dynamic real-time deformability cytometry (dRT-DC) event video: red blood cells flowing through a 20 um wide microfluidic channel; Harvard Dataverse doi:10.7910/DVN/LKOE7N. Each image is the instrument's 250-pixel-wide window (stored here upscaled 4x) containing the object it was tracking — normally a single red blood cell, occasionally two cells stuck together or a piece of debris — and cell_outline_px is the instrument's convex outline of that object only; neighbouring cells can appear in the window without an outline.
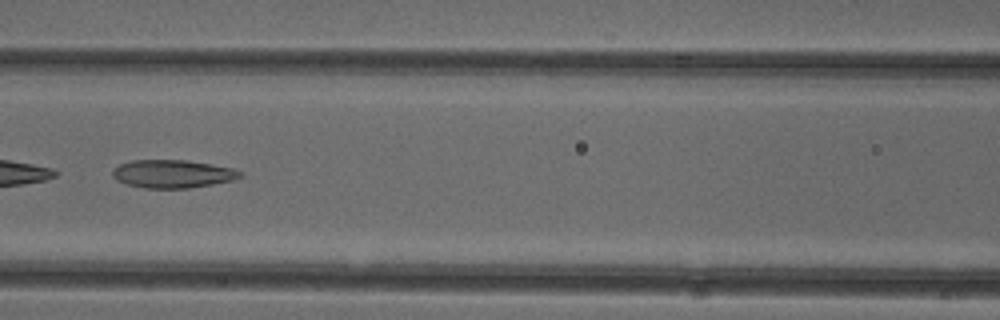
{"species": "common noctule bat (a hibernating species)", "species_latin": "Nyctalus noctula", "temperature_condition": "cold", "stored_images_in_passage": 50, "camera_frame_rate_fps": 3000, "um_per_image_px": 0.085, "animal": {"sex": "female"}, "frame": {"image": 1, "passage_image": 22, "time_ms": 7.0, "image_size_px": [1000, 320], "cell_outline_px": [[244, 176], [232, 180], [212, 184], [188, 188], [144, 188], [124, 184], [116, 180], [112, 176], [112, 172], [120, 164], [132, 160], [184, 160], [232, 168], [244, 172]], "centroid_in_image_um": [14.66, 14.78], "position_along_channel_um": 151.9, "area_um2": 20.81}}